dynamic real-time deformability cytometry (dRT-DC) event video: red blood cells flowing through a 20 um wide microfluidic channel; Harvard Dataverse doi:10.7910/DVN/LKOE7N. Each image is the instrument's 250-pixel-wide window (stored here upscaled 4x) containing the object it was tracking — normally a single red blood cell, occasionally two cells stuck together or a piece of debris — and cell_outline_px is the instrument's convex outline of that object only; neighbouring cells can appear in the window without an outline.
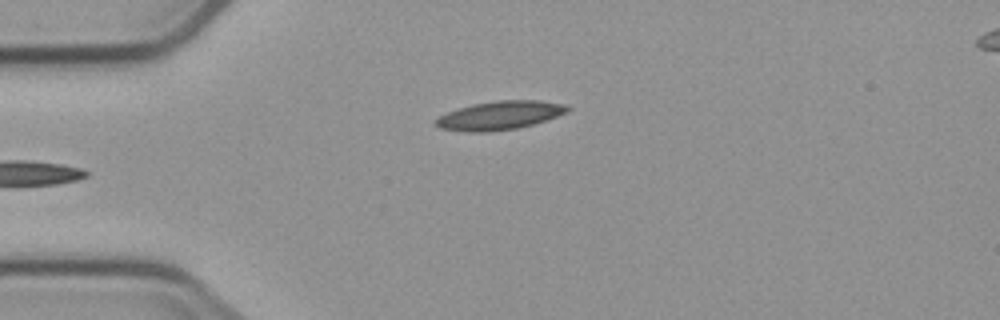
{"species": "common noctule bat (a hibernating species)", "species_latin": "Nyctalus noctula", "temperature_condition": "cold", "stored_images_in_passage": 4, "camera_frame_rate_fps": 3000, "um_per_image_px": 0.085, "animal": {"sex": "male", "body_mass_g": 23.1, "forearm_length_mm": 52.7}, "frame": {"image": 1, "passage_image": 4, "time_ms": 3.667, "image_size_px": [1000, 320], "cell_outline_px": [[572, 108], [556, 116], [532, 124], [516, 128], [484, 132], [468, 132], [440, 128], [432, 120], [456, 108], [472, 104], [496, 100], [540, 100], [564, 104]], "centroid_in_image_um": [42.43, 9.8], "position_along_channel_um": 42.6, "area_um2": 21.79}}